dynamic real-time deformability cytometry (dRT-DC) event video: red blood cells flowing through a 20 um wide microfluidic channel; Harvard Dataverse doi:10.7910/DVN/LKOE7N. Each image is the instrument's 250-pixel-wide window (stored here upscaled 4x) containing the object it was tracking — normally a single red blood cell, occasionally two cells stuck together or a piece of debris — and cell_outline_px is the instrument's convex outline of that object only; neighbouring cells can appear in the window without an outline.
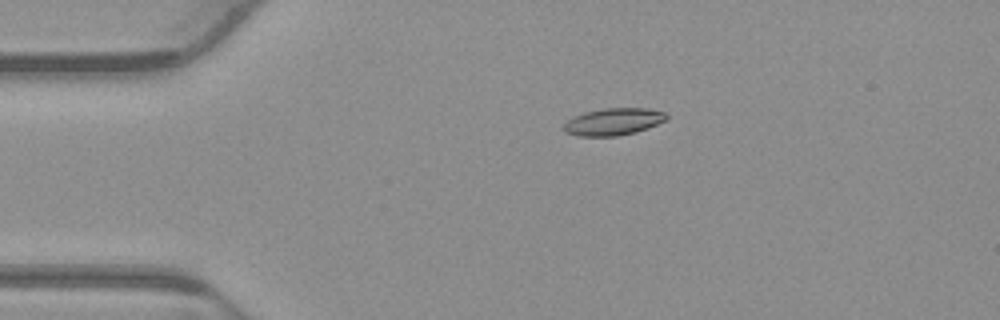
{"species": "common noctule bat (a hibernating species)", "species_latin": "Nyctalus noctula", "temperature_condition": "warm", "stored_images_in_passage": 44, "camera_frame_rate_fps": 3000, "um_per_image_px": 0.085, "animal": {"sex": "male", "body_mass_g": 23.1, "forearm_length_mm": 52.7}, "frame": {"image": 1, "passage_image": 1, "time_ms": 0.0, "image_size_px": [1000, 320], "cell_outline_px": [[668, 116], [664, 120], [648, 128], [636, 132], [616, 136], [580, 136], [568, 132], [564, 128], [564, 124], [572, 116], [584, 112], [604, 108], [648, 108], [664, 112]], "centroid_in_image_um": [52.14, 10.33], "position_along_channel_um": 32.9, "area_um2": 16.07}}
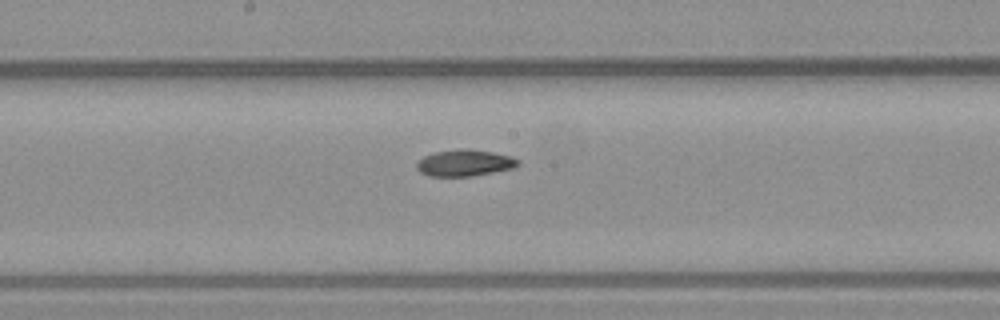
{"frame": {"image": 2, "passage_image": 18, "time_ms": 5.667, "image_size_px": [1000, 320], "cell_outline_px": [[520, 164], [512, 168], [472, 176], [428, 176], [420, 172], [416, 168], [416, 164], [424, 156], [432, 152], [460, 148], [468, 148], [492, 152], [512, 156], [520, 160]], "centroid_in_image_um": [39.48, 13.83], "position_along_channel_um": 208.7, "area_um2": 15.78}}
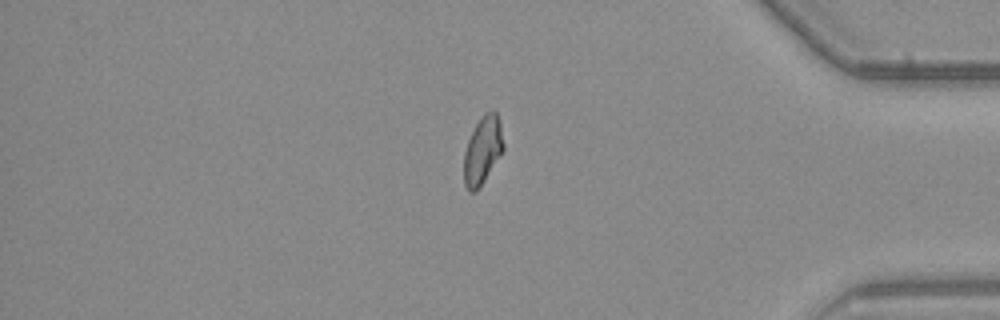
{"frame": {"image": 3, "passage_image": 35, "time_ms": 11.333, "image_size_px": [1000, 320], "cell_outline_px": [[504, 148], [476, 192], [468, 192], [464, 184], [464, 152], [468, 140], [480, 116], [484, 112], [496, 112], [500, 120], [504, 144]], "centroid_in_image_um": [41.01, 12.76], "position_along_channel_um": 394.2, "area_um2": 15.43}, "authors_computed_cell_mechanics": {"area_um2": 15.7216, "velocity_mm_per_s": 3.8424, "shape_relaxation_time_tau1_ms": null, "shape_relaxation_time_tau2_ms": 8.238, "deformation_change_tau1": null, "deformation_change_tau2": 0.138}}